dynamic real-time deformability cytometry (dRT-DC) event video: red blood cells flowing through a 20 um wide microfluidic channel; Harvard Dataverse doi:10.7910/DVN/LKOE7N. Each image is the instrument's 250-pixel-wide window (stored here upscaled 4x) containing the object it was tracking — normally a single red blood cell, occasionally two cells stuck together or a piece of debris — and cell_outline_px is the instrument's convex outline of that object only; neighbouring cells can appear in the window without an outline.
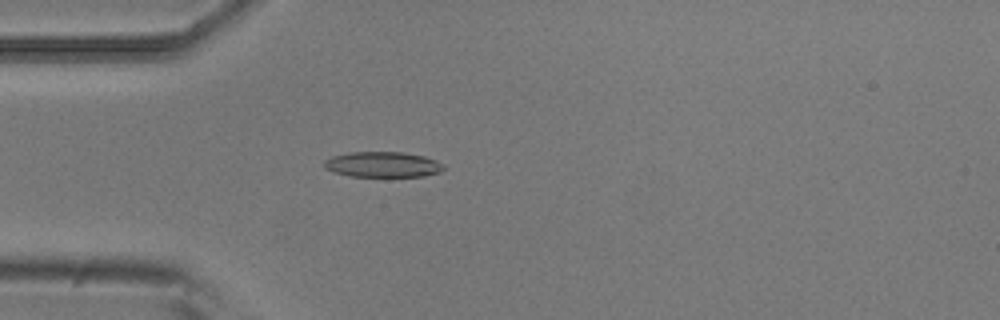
{"species": "common noctule bat (a hibernating species)", "species_latin": "Nyctalus noctula", "temperature_condition": "room temperature", "stored_images_in_passage": 5, "camera_frame_rate_fps": 3000, "um_per_image_px": 0.085, "animal": {"sex": "male", "body_mass_g": 20.5, "forearm_length_mm": 52.5}, "frame": {"image": 1, "passage_image": 5, "time_ms": 1.333, "image_size_px": [1000, 320], "cell_outline_px": [[444, 168], [440, 172], [424, 176], [348, 176], [324, 168], [324, 160], [332, 156], [352, 152], [404, 152], [424, 156], [436, 160], [444, 164]], "centroid_in_image_um": [32.55, 13.98], "position_along_channel_um": 52.5, "area_um2": 17.69}}